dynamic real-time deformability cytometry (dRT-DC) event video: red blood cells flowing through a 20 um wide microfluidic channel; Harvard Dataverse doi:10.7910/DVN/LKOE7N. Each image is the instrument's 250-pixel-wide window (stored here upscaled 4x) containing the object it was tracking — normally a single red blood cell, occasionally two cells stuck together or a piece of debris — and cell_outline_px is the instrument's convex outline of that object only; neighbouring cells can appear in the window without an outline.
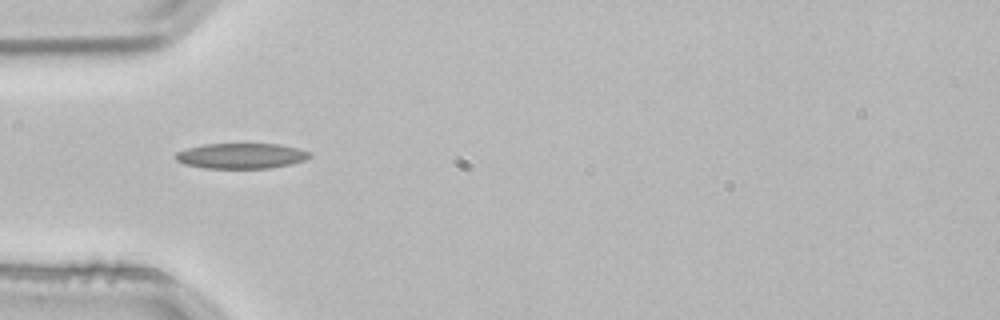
{"species": "common noctule bat (a hibernating species)", "species_latin": "Nyctalus noctula", "temperature_condition": "room temperature", "stored_images_in_passage": 3, "camera_frame_rate_fps": 3000, "um_per_image_px": 0.085, "animal": {"sex": "male", "body_mass_g": 21.5, "forearm_length_mm": 52.0}, "frame": {"image": 1, "passage_image": 3, "time_ms": 0.667, "image_size_px": [1000, 320], "cell_outline_px": [[312, 156], [304, 160], [292, 164], [268, 168], [204, 168], [184, 164], [176, 160], [176, 152], [188, 148], [204, 144], [280, 144], [312, 152]], "centroid_in_image_um": [20.52, 13.25], "position_along_channel_um": 64.5, "area_um2": 19.83}}